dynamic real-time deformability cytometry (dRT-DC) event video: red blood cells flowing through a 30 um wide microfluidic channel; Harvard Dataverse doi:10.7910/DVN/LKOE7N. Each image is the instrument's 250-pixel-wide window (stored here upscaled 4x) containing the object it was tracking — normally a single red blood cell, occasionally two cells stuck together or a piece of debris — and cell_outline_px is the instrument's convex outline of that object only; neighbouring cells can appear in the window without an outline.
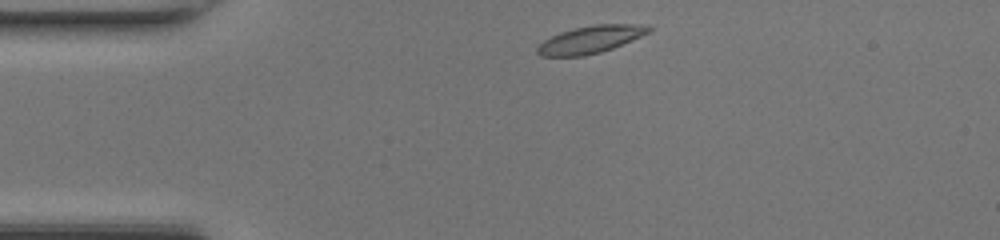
{"species": "common noctule bat (a hibernating species)", "species_latin": "Nyctalus noctula", "temperature_condition": "room temperature", "stored_images_in_passage": 39, "camera_frame_rate_fps": 3000, "um_per_image_px": 0.085, "animal": {"sex": "female", "body_mass_g": 17.0, "forearm_length_mm": 48.0}, "frame": {"image": 1, "passage_image": 1, "time_ms": 0.0, "image_size_px": [1000, 240], "cell_outline_px": [[652, 28], [648, 32], [640, 36], [612, 48], [600, 52], [584, 56], [540, 56], [536, 52], [536, 48], [544, 40], [560, 32], [572, 28], [596, 24], [636, 24]], "centroid_in_image_um": [50.12, 3.36], "position_along_channel_um": 34.9, "area_um2": 17.51}}
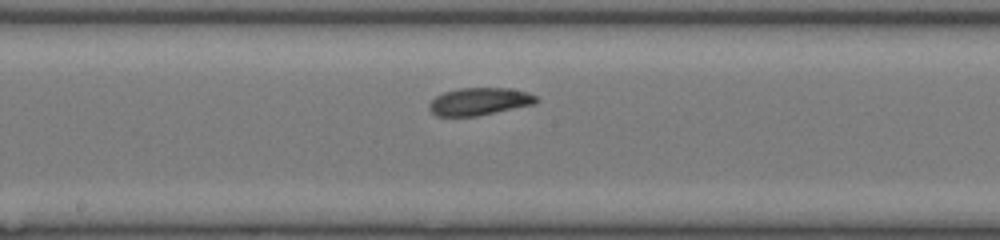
{"frame": {"image": 2, "passage_image": 16, "time_ms": 5.0, "image_size_px": [1000, 240], "cell_outline_px": [[540, 100], [536, 104], [476, 116], [436, 116], [428, 108], [428, 104], [436, 96], [444, 92], [460, 88], [508, 88], [528, 92], [536, 96]], "centroid_in_image_um": [40.76, 8.62], "position_along_channel_um": 207.4, "area_um2": 17.22}}
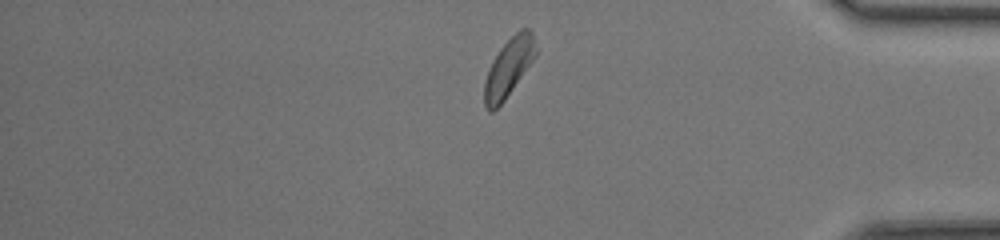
{"frame": {"image": 3, "passage_image": 31, "time_ms": 10.0, "image_size_px": [1000, 240], "cell_outline_px": [[536, 56], [504, 100], [492, 112], [488, 112], [484, 104], [484, 80], [488, 68], [492, 60], [500, 48], [520, 28], [528, 28], [532, 32], [536, 48]], "centroid_in_image_um": [43.21, 5.74], "position_along_channel_um": 392.0, "area_um2": 17.34}, "authors_computed_cell_mechanics": {"area_um2": 17.2244, "velocity_mm_per_s": 4.2597, "shape_relaxation_time_tau1_ms": 1.671, "shape_relaxation_time_tau2_ms": null, "deformation_change_tau1": 0.0724, "deformation_change_tau2": null}}